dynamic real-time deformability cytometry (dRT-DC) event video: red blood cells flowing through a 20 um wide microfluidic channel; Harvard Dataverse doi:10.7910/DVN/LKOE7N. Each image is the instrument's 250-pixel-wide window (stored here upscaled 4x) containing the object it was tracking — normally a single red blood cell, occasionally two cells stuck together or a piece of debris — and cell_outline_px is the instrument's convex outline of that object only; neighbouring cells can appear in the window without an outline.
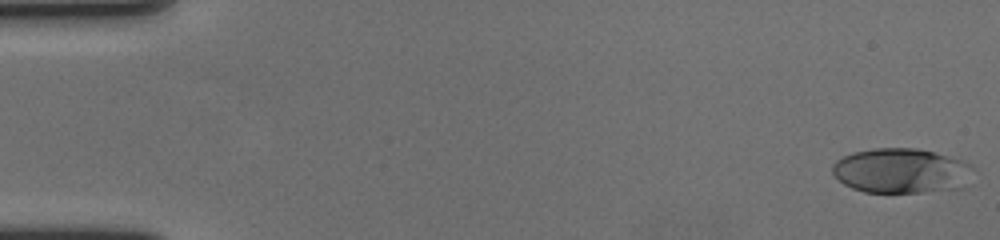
{"species": "human", "species_latin": "Homo sapiens", "temperature_condition": "cold", "stored_images_in_passage": 58, "camera_frame_rate_fps": 3000, "um_per_image_px": 0.085, "donor": {"sex": "female"}, "frame": {"image": 1, "passage_image": 1, "time_ms": 0.0, "image_size_px": [1000, 240], "cell_outline_px": [[972, 168], [964, 188], [924, 192], [864, 192], [852, 188], [844, 184], [832, 172], [832, 164], [836, 160], [852, 152], [872, 148], [916, 148], [936, 152], [964, 160], [972, 164]], "centroid_in_image_um": [76.61, 14.51], "position_along_channel_um": 8.4, "area_um2": 37.05}}
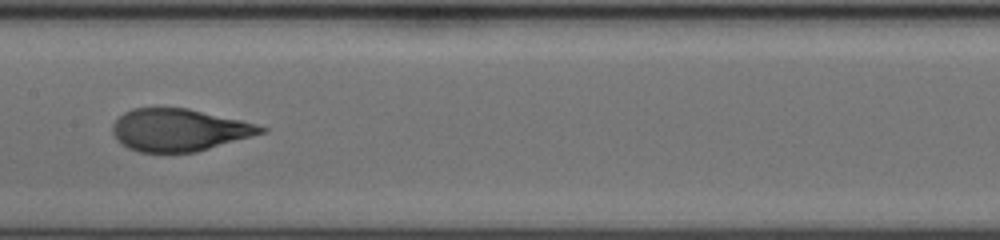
{"frame": {"image": 2, "passage_image": 30, "time_ms": 9.667, "image_size_px": [1000, 240], "cell_outline_px": [[268, 132], [196, 152], [140, 152], [128, 148], [120, 144], [112, 132], [112, 124], [124, 112], [132, 108], [188, 108], [240, 120], [256, 124], [268, 128]], "centroid_in_image_um": [15.23, 11.05], "position_along_channel_um": 192.2, "area_um2": 36.65}}
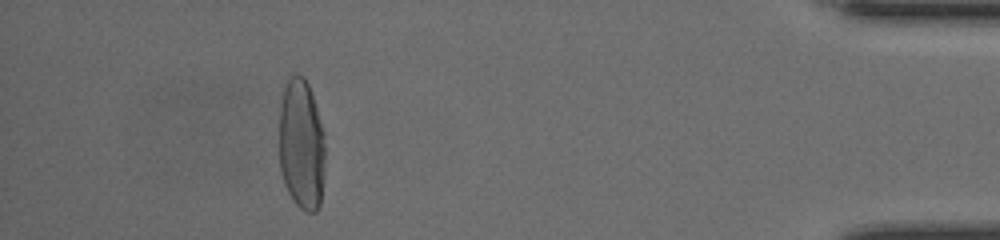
{"frame": {"image": 3, "passage_image": 53, "time_ms": 17.333, "image_size_px": [1000, 240], "cell_outline_px": [[324, 172], [320, 204], [316, 212], [308, 212], [300, 208], [292, 200], [284, 184], [280, 172], [280, 104], [284, 88], [288, 80], [296, 72], [304, 76], [308, 84], [324, 132]], "centroid_in_image_um": [25.62, 12.31], "position_along_channel_um": 409.6, "area_um2": 35.2}, "authors_computed_cell_mechanics": {"area_um2": 36.6163, "velocity_mm_per_s": 3.5664, "shape_relaxation_time_tau1_ms": 4.3154, "shape_relaxation_time_tau2_ms": 0.8137, "deformation_change_tau1": 0.2244, "deformation_change_tau2": 0.072}}